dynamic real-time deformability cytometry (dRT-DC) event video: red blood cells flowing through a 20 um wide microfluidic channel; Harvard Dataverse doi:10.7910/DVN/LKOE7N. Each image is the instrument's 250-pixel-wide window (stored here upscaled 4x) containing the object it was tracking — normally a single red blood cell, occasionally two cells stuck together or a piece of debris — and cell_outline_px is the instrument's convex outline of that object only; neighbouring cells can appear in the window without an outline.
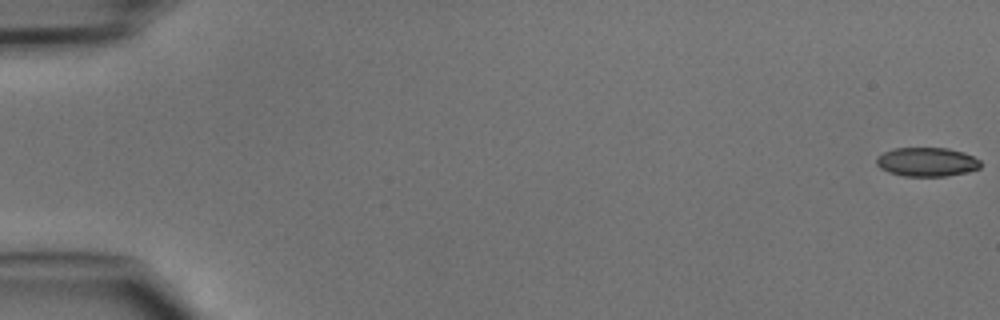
{"species": "common noctule bat (a hibernating species)", "species_latin": "Nyctalus noctula", "temperature_condition": "cold", "stored_images_in_passage": 40, "camera_frame_rate_fps": 3000, "um_per_image_px": 0.085, "animal": {"sex": "male", "body_mass_g": 15.6}, "frame": {"image": 1, "passage_image": 1, "time_ms": 0.0, "image_size_px": [1000, 320], "cell_outline_px": [[980, 168], [964, 172], [944, 176], [904, 176], [888, 172], [880, 168], [876, 164], [876, 156], [892, 148], [948, 148], [964, 152], [980, 160]], "centroid_in_image_um": [78.74, 13.75], "position_along_channel_um": 6.3, "area_um2": 17.57}}
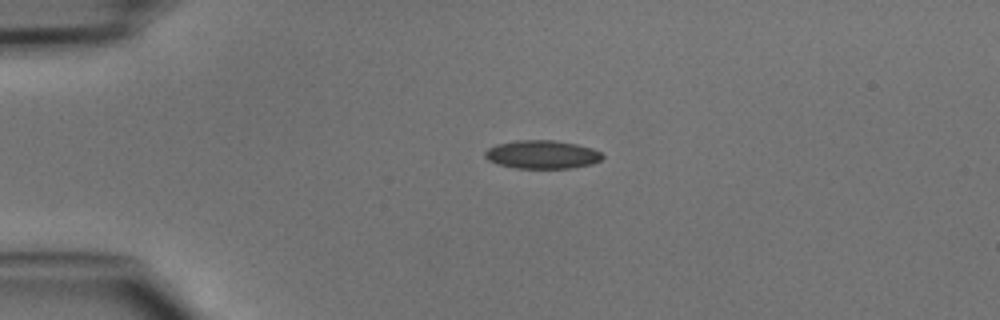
{"frame": {"image": 2, "passage_image": 12, "time_ms": 3.667, "image_size_px": [1000, 320], "cell_outline_px": [[604, 156], [600, 160], [592, 164], [572, 168], [516, 168], [496, 164], [488, 160], [484, 156], [484, 152], [488, 148], [496, 144], [516, 140], [556, 140], [576, 144], [592, 148], [600, 152]], "centroid_in_image_um": [46.06, 13.13], "position_along_channel_um": 38.9, "area_um2": 19.54}}
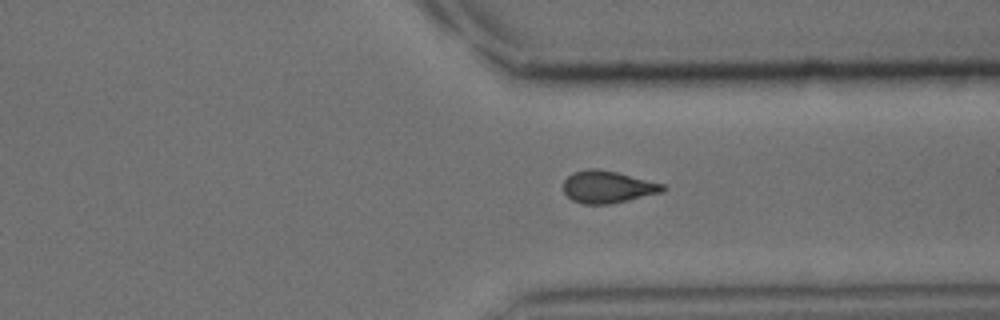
{"frame": {"image": 3, "passage_image": 37, "time_ms": 12.0, "image_size_px": [1000, 320], "cell_outline_px": [[664, 192], [608, 204], [584, 204], [572, 200], [564, 192], [564, 180], [572, 172], [588, 168], [596, 168], [616, 172], [664, 184]], "centroid_in_image_um": [51.62, 15.88], "position_along_channel_um": 359.8, "area_um2": 18.5}}